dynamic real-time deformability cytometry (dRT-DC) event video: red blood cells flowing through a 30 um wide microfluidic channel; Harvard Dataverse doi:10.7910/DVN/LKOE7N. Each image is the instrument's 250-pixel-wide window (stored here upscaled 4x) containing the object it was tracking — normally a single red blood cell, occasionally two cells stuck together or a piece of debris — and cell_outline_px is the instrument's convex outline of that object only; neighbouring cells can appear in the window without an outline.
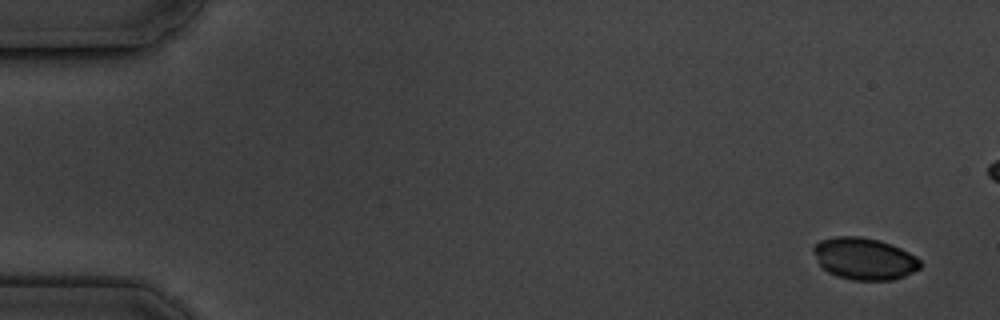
{"species": "common noctule bat (a hibernating species)", "species_latin": "Nyctalus noctula", "temperature_condition": "cold", "stored_images_in_passage": 5, "camera_frame_rate_fps": 3000, "um_per_image_px": 0.085, "animal": {"sex": "male", "body_mass_g": 19.5, "forearm_length_mm": 54.6}, "frame": {"image": 1, "passage_image": 1, "time_ms": 0.0, "image_size_px": [1000, 320], "cell_outline_px": [[920, 268], [904, 276], [892, 280], [852, 280], [836, 276], [828, 272], [820, 264], [812, 248], [820, 240], [836, 236], [860, 236], [880, 240], [892, 244], [916, 256], [920, 260]], "centroid_in_image_um": [73.47, 21.98], "position_along_channel_um": 11.5, "area_um2": 26.01}}